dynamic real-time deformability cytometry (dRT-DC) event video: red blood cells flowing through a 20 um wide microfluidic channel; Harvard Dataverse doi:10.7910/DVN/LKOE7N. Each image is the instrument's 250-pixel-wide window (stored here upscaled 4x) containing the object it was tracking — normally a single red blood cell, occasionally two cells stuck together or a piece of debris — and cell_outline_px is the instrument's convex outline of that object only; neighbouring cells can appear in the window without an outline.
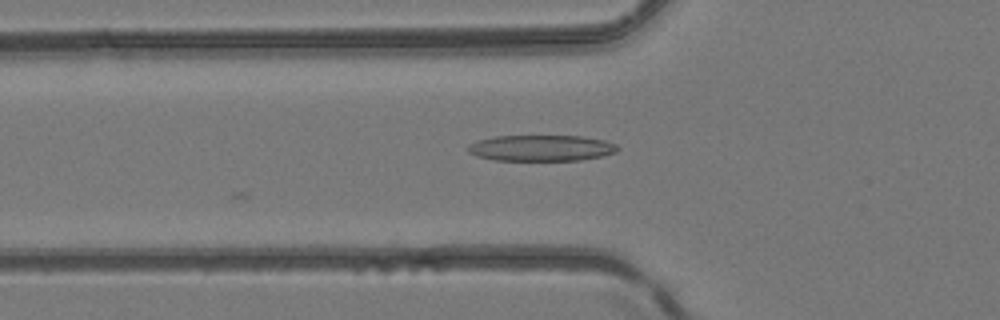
{"species": "common noctule bat (a hibernating species)", "species_latin": "Nyctalus noctula", "temperature_condition": "room temperature", "stored_images_in_passage": 8, "camera_frame_rate_fps": 3000, "um_per_image_px": 0.085, "animal": {"sex": "female", "body_mass_g": 24.6, "forearm_length_mm": 56.2}, "frame": {"image": 1, "passage_image": 3, "time_ms": 0.667, "image_size_px": [1000, 320], "cell_outline_px": [[620, 148], [616, 152], [600, 156], [580, 160], [496, 160], [476, 156], [468, 152], [468, 144], [476, 140], [496, 136], [580, 136], [604, 140], [616, 144]], "centroid_in_image_um": [45.98, 12.58], "position_along_channel_um": 79.8, "area_um2": 22.66}}
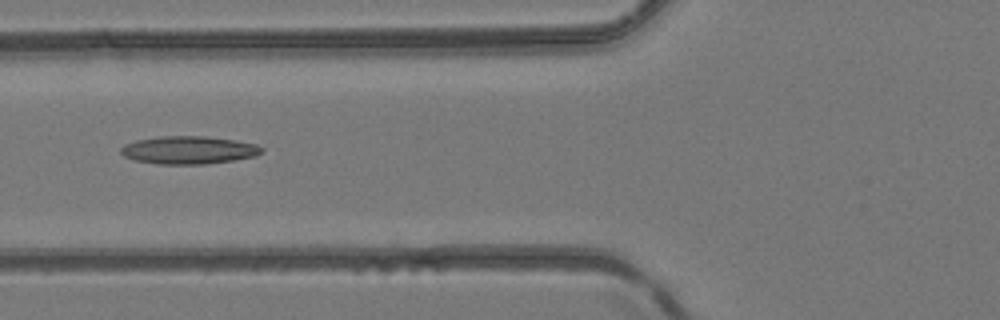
{"frame": {"image": 2, "passage_image": 5, "time_ms": 1.333, "image_size_px": [1000, 320], "cell_outline_px": [[264, 148], [256, 156], [208, 164], [156, 164], [136, 160], [124, 156], [120, 152], [120, 148], [124, 144], [136, 140], [160, 136], [204, 136], [236, 140], [256, 144]], "centroid_in_image_um": [16.02, 12.75], "position_along_channel_um": 109.8, "area_um2": 22.89}}
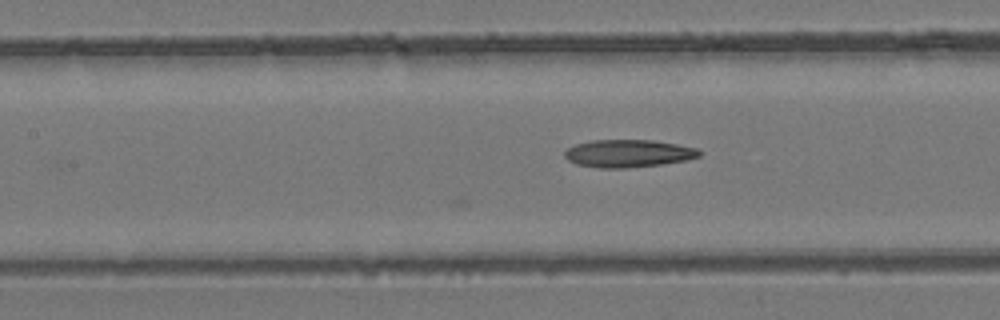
{"frame": {"image": 3, "passage_image": 8, "time_ms": 2.333, "image_size_px": [1000, 320], "cell_outline_px": [[704, 152], [700, 156], [688, 160], [660, 164], [624, 168], [600, 168], [576, 164], [568, 160], [564, 156], [564, 152], [568, 148], [576, 144], [592, 140], [652, 140], [676, 144], [696, 148]], "centroid_in_image_um": [53.41, 13.04], "position_along_channel_um": 154.0, "area_um2": 21.68}}